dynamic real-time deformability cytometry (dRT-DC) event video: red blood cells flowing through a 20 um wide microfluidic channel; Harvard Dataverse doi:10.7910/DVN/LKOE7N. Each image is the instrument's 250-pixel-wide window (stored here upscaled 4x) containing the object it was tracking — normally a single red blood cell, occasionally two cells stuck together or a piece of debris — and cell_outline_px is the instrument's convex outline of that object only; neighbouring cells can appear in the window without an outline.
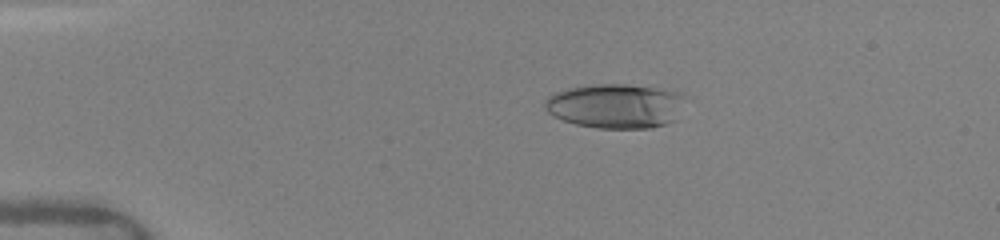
{"species": "human", "species_latin": "Homo sapiens", "temperature_condition": "warm", "stored_images_in_passage": 27, "camera_frame_rate_fps": 3000, "um_per_image_px": 0.085, "donor": {"sex": "female"}, "frame": {"image": 1, "passage_image": 9, "time_ms": 3.333, "image_size_px": [1000, 240], "cell_outline_px": [[684, 96], [676, 120], [652, 128], [596, 128], [576, 124], [552, 116], [544, 108], [544, 100], [552, 92], [568, 88], [588, 84], [628, 84], [684, 92]], "centroid_in_image_um": [52.28, 8.99], "position_along_channel_um": 32.7, "area_um2": 36.76}}
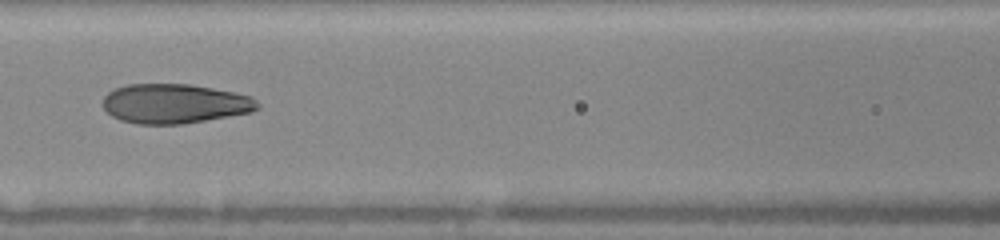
{"frame": {"image": 2, "passage_image": 19, "time_ms": 7.667, "image_size_px": [1000, 240], "cell_outline_px": [[260, 108], [252, 112], [184, 124], [136, 124], [120, 120], [112, 116], [104, 108], [104, 96], [108, 92], [116, 88], [128, 84], [188, 84], [236, 92], [252, 96], [260, 104]], "centroid_in_image_um": [14.88, 8.81], "position_along_channel_um": 151.7, "area_um2": 35.78}}
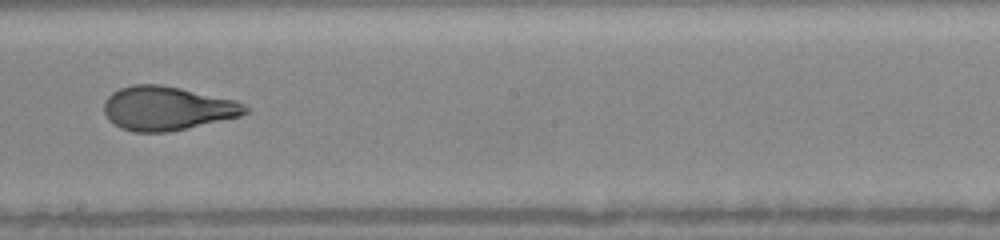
{"frame": {"image": 3, "passage_image": 24, "time_ms": 9.667, "image_size_px": [1000, 240], "cell_outline_px": [[252, 108], [248, 112], [240, 116], [168, 132], [132, 132], [120, 128], [108, 120], [104, 112], [104, 100], [112, 92], [120, 88], [132, 84], [160, 84], [180, 88], [236, 100]], "centroid_in_image_um": [14.19, 9.2], "position_along_channel_um": 234.0, "area_um2": 36.3}}